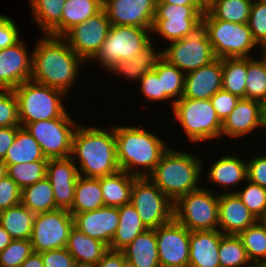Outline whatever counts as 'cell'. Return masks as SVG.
Instances as JSON below:
<instances>
[{
	"label": "cell",
	"instance_id": "obj_66",
	"mask_svg": "<svg viewBox=\"0 0 266 267\" xmlns=\"http://www.w3.org/2000/svg\"><path fill=\"white\" fill-rule=\"evenodd\" d=\"M102 5H104L108 0H98Z\"/></svg>",
	"mask_w": 266,
	"mask_h": 267
},
{
	"label": "cell",
	"instance_id": "obj_20",
	"mask_svg": "<svg viewBox=\"0 0 266 267\" xmlns=\"http://www.w3.org/2000/svg\"><path fill=\"white\" fill-rule=\"evenodd\" d=\"M73 218L74 227L108 247L119 225L118 207L103 206L93 211L77 213Z\"/></svg>",
	"mask_w": 266,
	"mask_h": 267
},
{
	"label": "cell",
	"instance_id": "obj_24",
	"mask_svg": "<svg viewBox=\"0 0 266 267\" xmlns=\"http://www.w3.org/2000/svg\"><path fill=\"white\" fill-rule=\"evenodd\" d=\"M222 235L218 229L190 232L188 267H220L218 252Z\"/></svg>",
	"mask_w": 266,
	"mask_h": 267
},
{
	"label": "cell",
	"instance_id": "obj_55",
	"mask_svg": "<svg viewBox=\"0 0 266 267\" xmlns=\"http://www.w3.org/2000/svg\"><path fill=\"white\" fill-rule=\"evenodd\" d=\"M20 127H0V160L4 157L14 142L16 132Z\"/></svg>",
	"mask_w": 266,
	"mask_h": 267
},
{
	"label": "cell",
	"instance_id": "obj_27",
	"mask_svg": "<svg viewBox=\"0 0 266 267\" xmlns=\"http://www.w3.org/2000/svg\"><path fill=\"white\" fill-rule=\"evenodd\" d=\"M66 249L76 263L96 265L109 248L102 241L89 237L73 227L69 233Z\"/></svg>",
	"mask_w": 266,
	"mask_h": 267
},
{
	"label": "cell",
	"instance_id": "obj_38",
	"mask_svg": "<svg viewBox=\"0 0 266 267\" xmlns=\"http://www.w3.org/2000/svg\"><path fill=\"white\" fill-rule=\"evenodd\" d=\"M252 0H215L207 10L216 18L232 23L246 24Z\"/></svg>",
	"mask_w": 266,
	"mask_h": 267
},
{
	"label": "cell",
	"instance_id": "obj_46",
	"mask_svg": "<svg viewBox=\"0 0 266 267\" xmlns=\"http://www.w3.org/2000/svg\"><path fill=\"white\" fill-rule=\"evenodd\" d=\"M0 127H21L13 90H0Z\"/></svg>",
	"mask_w": 266,
	"mask_h": 267
},
{
	"label": "cell",
	"instance_id": "obj_41",
	"mask_svg": "<svg viewBox=\"0 0 266 267\" xmlns=\"http://www.w3.org/2000/svg\"><path fill=\"white\" fill-rule=\"evenodd\" d=\"M218 255L220 267H252L238 235L223 234L220 239Z\"/></svg>",
	"mask_w": 266,
	"mask_h": 267
},
{
	"label": "cell",
	"instance_id": "obj_67",
	"mask_svg": "<svg viewBox=\"0 0 266 267\" xmlns=\"http://www.w3.org/2000/svg\"><path fill=\"white\" fill-rule=\"evenodd\" d=\"M262 222L266 225V216L262 219Z\"/></svg>",
	"mask_w": 266,
	"mask_h": 267
},
{
	"label": "cell",
	"instance_id": "obj_34",
	"mask_svg": "<svg viewBox=\"0 0 266 267\" xmlns=\"http://www.w3.org/2000/svg\"><path fill=\"white\" fill-rule=\"evenodd\" d=\"M162 58V52L155 53L150 42L144 49L134 58L117 62L110 70L114 73L125 75L130 80H140L143 75L151 72L157 62Z\"/></svg>",
	"mask_w": 266,
	"mask_h": 267
},
{
	"label": "cell",
	"instance_id": "obj_30",
	"mask_svg": "<svg viewBox=\"0 0 266 267\" xmlns=\"http://www.w3.org/2000/svg\"><path fill=\"white\" fill-rule=\"evenodd\" d=\"M104 205L101 192L100 177H84L79 175L74 192V202L69 212L74 216L77 213L93 211Z\"/></svg>",
	"mask_w": 266,
	"mask_h": 267
},
{
	"label": "cell",
	"instance_id": "obj_32",
	"mask_svg": "<svg viewBox=\"0 0 266 267\" xmlns=\"http://www.w3.org/2000/svg\"><path fill=\"white\" fill-rule=\"evenodd\" d=\"M35 216L20 203L0 212V224L12 239H30Z\"/></svg>",
	"mask_w": 266,
	"mask_h": 267
},
{
	"label": "cell",
	"instance_id": "obj_10",
	"mask_svg": "<svg viewBox=\"0 0 266 267\" xmlns=\"http://www.w3.org/2000/svg\"><path fill=\"white\" fill-rule=\"evenodd\" d=\"M151 30L129 25H111L108 36L92 60L110 69L119 61L137 56L150 42Z\"/></svg>",
	"mask_w": 266,
	"mask_h": 267
},
{
	"label": "cell",
	"instance_id": "obj_62",
	"mask_svg": "<svg viewBox=\"0 0 266 267\" xmlns=\"http://www.w3.org/2000/svg\"><path fill=\"white\" fill-rule=\"evenodd\" d=\"M5 174L4 163L0 160V178Z\"/></svg>",
	"mask_w": 266,
	"mask_h": 267
},
{
	"label": "cell",
	"instance_id": "obj_9",
	"mask_svg": "<svg viewBox=\"0 0 266 267\" xmlns=\"http://www.w3.org/2000/svg\"><path fill=\"white\" fill-rule=\"evenodd\" d=\"M212 191L200 187L179 197L174 202V219L190 232L217 230L219 195Z\"/></svg>",
	"mask_w": 266,
	"mask_h": 267
},
{
	"label": "cell",
	"instance_id": "obj_1",
	"mask_svg": "<svg viewBox=\"0 0 266 267\" xmlns=\"http://www.w3.org/2000/svg\"><path fill=\"white\" fill-rule=\"evenodd\" d=\"M31 55V80L68 94L69 88L75 84L83 60L67 41L62 36L45 34V38L39 39Z\"/></svg>",
	"mask_w": 266,
	"mask_h": 267
},
{
	"label": "cell",
	"instance_id": "obj_61",
	"mask_svg": "<svg viewBox=\"0 0 266 267\" xmlns=\"http://www.w3.org/2000/svg\"><path fill=\"white\" fill-rule=\"evenodd\" d=\"M73 267H95L93 264L75 263Z\"/></svg>",
	"mask_w": 266,
	"mask_h": 267
},
{
	"label": "cell",
	"instance_id": "obj_23",
	"mask_svg": "<svg viewBox=\"0 0 266 267\" xmlns=\"http://www.w3.org/2000/svg\"><path fill=\"white\" fill-rule=\"evenodd\" d=\"M261 127V102L240 98L233 111L222 122L221 136L237 138Z\"/></svg>",
	"mask_w": 266,
	"mask_h": 267
},
{
	"label": "cell",
	"instance_id": "obj_48",
	"mask_svg": "<svg viewBox=\"0 0 266 267\" xmlns=\"http://www.w3.org/2000/svg\"><path fill=\"white\" fill-rule=\"evenodd\" d=\"M19 186L6 174L0 178V212L21 203Z\"/></svg>",
	"mask_w": 266,
	"mask_h": 267
},
{
	"label": "cell",
	"instance_id": "obj_43",
	"mask_svg": "<svg viewBox=\"0 0 266 267\" xmlns=\"http://www.w3.org/2000/svg\"><path fill=\"white\" fill-rule=\"evenodd\" d=\"M238 236L252 265L266 260V225L262 220H258Z\"/></svg>",
	"mask_w": 266,
	"mask_h": 267
},
{
	"label": "cell",
	"instance_id": "obj_19",
	"mask_svg": "<svg viewBox=\"0 0 266 267\" xmlns=\"http://www.w3.org/2000/svg\"><path fill=\"white\" fill-rule=\"evenodd\" d=\"M23 45L20 39L16 44L0 50V90H13L31 80L32 55Z\"/></svg>",
	"mask_w": 266,
	"mask_h": 267
},
{
	"label": "cell",
	"instance_id": "obj_5",
	"mask_svg": "<svg viewBox=\"0 0 266 267\" xmlns=\"http://www.w3.org/2000/svg\"><path fill=\"white\" fill-rule=\"evenodd\" d=\"M18 102L21 127L39 120H51L67 112L62 104L63 91L28 80L13 89Z\"/></svg>",
	"mask_w": 266,
	"mask_h": 267
},
{
	"label": "cell",
	"instance_id": "obj_16",
	"mask_svg": "<svg viewBox=\"0 0 266 267\" xmlns=\"http://www.w3.org/2000/svg\"><path fill=\"white\" fill-rule=\"evenodd\" d=\"M155 231L160 267H188L190 231L175 219Z\"/></svg>",
	"mask_w": 266,
	"mask_h": 267
},
{
	"label": "cell",
	"instance_id": "obj_58",
	"mask_svg": "<svg viewBox=\"0 0 266 267\" xmlns=\"http://www.w3.org/2000/svg\"><path fill=\"white\" fill-rule=\"evenodd\" d=\"M163 4H172V5H201L199 0H158Z\"/></svg>",
	"mask_w": 266,
	"mask_h": 267
},
{
	"label": "cell",
	"instance_id": "obj_4",
	"mask_svg": "<svg viewBox=\"0 0 266 267\" xmlns=\"http://www.w3.org/2000/svg\"><path fill=\"white\" fill-rule=\"evenodd\" d=\"M202 161L194 154L168 149L148 178L175 202L179 197L200 188Z\"/></svg>",
	"mask_w": 266,
	"mask_h": 267
},
{
	"label": "cell",
	"instance_id": "obj_40",
	"mask_svg": "<svg viewBox=\"0 0 266 267\" xmlns=\"http://www.w3.org/2000/svg\"><path fill=\"white\" fill-rule=\"evenodd\" d=\"M48 160L4 165L5 174L10 177L21 190L46 177Z\"/></svg>",
	"mask_w": 266,
	"mask_h": 267
},
{
	"label": "cell",
	"instance_id": "obj_2",
	"mask_svg": "<svg viewBox=\"0 0 266 267\" xmlns=\"http://www.w3.org/2000/svg\"><path fill=\"white\" fill-rule=\"evenodd\" d=\"M112 130L97 127H76L72 138L71 157L79 163L78 173L99 178L120 170L117 159L114 126ZM83 174V175H82Z\"/></svg>",
	"mask_w": 266,
	"mask_h": 267
},
{
	"label": "cell",
	"instance_id": "obj_25",
	"mask_svg": "<svg viewBox=\"0 0 266 267\" xmlns=\"http://www.w3.org/2000/svg\"><path fill=\"white\" fill-rule=\"evenodd\" d=\"M122 251L128 267H160L155 229L139 234Z\"/></svg>",
	"mask_w": 266,
	"mask_h": 267
},
{
	"label": "cell",
	"instance_id": "obj_51",
	"mask_svg": "<svg viewBox=\"0 0 266 267\" xmlns=\"http://www.w3.org/2000/svg\"><path fill=\"white\" fill-rule=\"evenodd\" d=\"M43 267H73L76 263L66 248L41 252Z\"/></svg>",
	"mask_w": 266,
	"mask_h": 267
},
{
	"label": "cell",
	"instance_id": "obj_49",
	"mask_svg": "<svg viewBox=\"0 0 266 267\" xmlns=\"http://www.w3.org/2000/svg\"><path fill=\"white\" fill-rule=\"evenodd\" d=\"M139 81L141 93L145 95L144 97L147 98V100L162 101L170 99L162 92L161 79L158 78V75L153 70L143 75Z\"/></svg>",
	"mask_w": 266,
	"mask_h": 267
},
{
	"label": "cell",
	"instance_id": "obj_26",
	"mask_svg": "<svg viewBox=\"0 0 266 267\" xmlns=\"http://www.w3.org/2000/svg\"><path fill=\"white\" fill-rule=\"evenodd\" d=\"M136 178L137 176L129 174L124 170L100 177L104 205L120 207L131 203V191Z\"/></svg>",
	"mask_w": 266,
	"mask_h": 267
},
{
	"label": "cell",
	"instance_id": "obj_13",
	"mask_svg": "<svg viewBox=\"0 0 266 267\" xmlns=\"http://www.w3.org/2000/svg\"><path fill=\"white\" fill-rule=\"evenodd\" d=\"M206 9L202 5L163 4L157 0L152 33L169 42L183 39L201 20Z\"/></svg>",
	"mask_w": 266,
	"mask_h": 267
},
{
	"label": "cell",
	"instance_id": "obj_42",
	"mask_svg": "<svg viewBox=\"0 0 266 267\" xmlns=\"http://www.w3.org/2000/svg\"><path fill=\"white\" fill-rule=\"evenodd\" d=\"M245 98L258 102L266 101V60L247 57V80Z\"/></svg>",
	"mask_w": 266,
	"mask_h": 267
},
{
	"label": "cell",
	"instance_id": "obj_7",
	"mask_svg": "<svg viewBox=\"0 0 266 267\" xmlns=\"http://www.w3.org/2000/svg\"><path fill=\"white\" fill-rule=\"evenodd\" d=\"M169 45L162 51V58L185 74L216 59L203 20L195 25L186 37L170 42Z\"/></svg>",
	"mask_w": 266,
	"mask_h": 267
},
{
	"label": "cell",
	"instance_id": "obj_44",
	"mask_svg": "<svg viewBox=\"0 0 266 267\" xmlns=\"http://www.w3.org/2000/svg\"><path fill=\"white\" fill-rule=\"evenodd\" d=\"M247 183L246 188L227 193H236L249 211L258 220H262L266 216V188L249 180H247Z\"/></svg>",
	"mask_w": 266,
	"mask_h": 267
},
{
	"label": "cell",
	"instance_id": "obj_31",
	"mask_svg": "<svg viewBox=\"0 0 266 267\" xmlns=\"http://www.w3.org/2000/svg\"><path fill=\"white\" fill-rule=\"evenodd\" d=\"M37 160H49L47 159L39 145V143L25 130L24 127H20L14 139L13 144L8 149L4 160V165H14L17 163H28Z\"/></svg>",
	"mask_w": 266,
	"mask_h": 267
},
{
	"label": "cell",
	"instance_id": "obj_50",
	"mask_svg": "<svg viewBox=\"0 0 266 267\" xmlns=\"http://www.w3.org/2000/svg\"><path fill=\"white\" fill-rule=\"evenodd\" d=\"M240 98L223 89L216 92L211 98V104L215 109L217 116L223 122L233 111Z\"/></svg>",
	"mask_w": 266,
	"mask_h": 267
},
{
	"label": "cell",
	"instance_id": "obj_36",
	"mask_svg": "<svg viewBox=\"0 0 266 267\" xmlns=\"http://www.w3.org/2000/svg\"><path fill=\"white\" fill-rule=\"evenodd\" d=\"M103 9L98 0H66L61 17V36Z\"/></svg>",
	"mask_w": 266,
	"mask_h": 267
},
{
	"label": "cell",
	"instance_id": "obj_53",
	"mask_svg": "<svg viewBox=\"0 0 266 267\" xmlns=\"http://www.w3.org/2000/svg\"><path fill=\"white\" fill-rule=\"evenodd\" d=\"M247 180L266 188V155L247 162Z\"/></svg>",
	"mask_w": 266,
	"mask_h": 267
},
{
	"label": "cell",
	"instance_id": "obj_6",
	"mask_svg": "<svg viewBox=\"0 0 266 267\" xmlns=\"http://www.w3.org/2000/svg\"><path fill=\"white\" fill-rule=\"evenodd\" d=\"M207 35L216 58L251 57L250 51L258 45L248 23H232L216 19L207 9L202 15Z\"/></svg>",
	"mask_w": 266,
	"mask_h": 267
},
{
	"label": "cell",
	"instance_id": "obj_54",
	"mask_svg": "<svg viewBox=\"0 0 266 267\" xmlns=\"http://www.w3.org/2000/svg\"><path fill=\"white\" fill-rule=\"evenodd\" d=\"M95 267H128L123 251L108 249Z\"/></svg>",
	"mask_w": 266,
	"mask_h": 267
},
{
	"label": "cell",
	"instance_id": "obj_29",
	"mask_svg": "<svg viewBox=\"0 0 266 267\" xmlns=\"http://www.w3.org/2000/svg\"><path fill=\"white\" fill-rule=\"evenodd\" d=\"M208 176L212 182L220 184L227 190L240 181H247V163L237 156H223L212 163Z\"/></svg>",
	"mask_w": 266,
	"mask_h": 267
},
{
	"label": "cell",
	"instance_id": "obj_63",
	"mask_svg": "<svg viewBox=\"0 0 266 267\" xmlns=\"http://www.w3.org/2000/svg\"><path fill=\"white\" fill-rule=\"evenodd\" d=\"M252 267H266V260L265 261L254 263L252 265Z\"/></svg>",
	"mask_w": 266,
	"mask_h": 267
},
{
	"label": "cell",
	"instance_id": "obj_52",
	"mask_svg": "<svg viewBox=\"0 0 266 267\" xmlns=\"http://www.w3.org/2000/svg\"><path fill=\"white\" fill-rule=\"evenodd\" d=\"M19 40L18 28L14 21L0 14V50L16 44Z\"/></svg>",
	"mask_w": 266,
	"mask_h": 267
},
{
	"label": "cell",
	"instance_id": "obj_8",
	"mask_svg": "<svg viewBox=\"0 0 266 267\" xmlns=\"http://www.w3.org/2000/svg\"><path fill=\"white\" fill-rule=\"evenodd\" d=\"M175 119L193 142H203L221 136L222 121L210 99L197 100L181 97L174 103Z\"/></svg>",
	"mask_w": 266,
	"mask_h": 267
},
{
	"label": "cell",
	"instance_id": "obj_57",
	"mask_svg": "<svg viewBox=\"0 0 266 267\" xmlns=\"http://www.w3.org/2000/svg\"><path fill=\"white\" fill-rule=\"evenodd\" d=\"M13 239L0 224V252L4 250Z\"/></svg>",
	"mask_w": 266,
	"mask_h": 267
},
{
	"label": "cell",
	"instance_id": "obj_35",
	"mask_svg": "<svg viewBox=\"0 0 266 267\" xmlns=\"http://www.w3.org/2000/svg\"><path fill=\"white\" fill-rule=\"evenodd\" d=\"M21 203L35 214L57 210L53 188L47 177L25 187L21 192Z\"/></svg>",
	"mask_w": 266,
	"mask_h": 267
},
{
	"label": "cell",
	"instance_id": "obj_12",
	"mask_svg": "<svg viewBox=\"0 0 266 267\" xmlns=\"http://www.w3.org/2000/svg\"><path fill=\"white\" fill-rule=\"evenodd\" d=\"M77 126L67 112L59 118L27 123L24 128L39 143L47 159H57L71 157Z\"/></svg>",
	"mask_w": 266,
	"mask_h": 267
},
{
	"label": "cell",
	"instance_id": "obj_17",
	"mask_svg": "<svg viewBox=\"0 0 266 267\" xmlns=\"http://www.w3.org/2000/svg\"><path fill=\"white\" fill-rule=\"evenodd\" d=\"M157 0H108L104 5L111 25L152 30Z\"/></svg>",
	"mask_w": 266,
	"mask_h": 267
},
{
	"label": "cell",
	"instance_id": "obj_21",
	"mask_svg": "<svg viewBox=\"0 0 266 267\" xmlns=\"http://www.w3.org/2000/svg\"><path fill=\"white\" fill-rule=\"evenodd\" d=\"M257 221L236 193L224 192L219 195L218 230L222 234L239 235Z\"/></svg>",
	"mask_w": 266,
	"mask_h": 267
},
{
	"label": "cell",
	"instance_id": "obj_3",
	"mask_svg": "<svg viewBox=\"0 0 266 267\" xmlns=\"http://www.w3.org/2000/svg\"><path fill=\"white\" fill-rule=\"evenodd\" d=\"M114 134L120 170L137 177H148L169 149L163 140L141 129L140 125L114 126ZM140 166L141 172L135 170Z\"/></svg>",
	"mask_w": 266,
	"mask_h": 267
},
{
	"label": "cell",
	"instance_id": "obj_28",
	"mask_svg": "<svg viewBox=\"0 0 266 267\" xmlns=\"http://www.w3.org/2000/svg\"><path fill=\"white\" fill-rule=\"evenodd\" d=\"M118 211L119 225L108 248L122 251L147 228L131 203L118 207Z\"/></svg>",
	"mask_w": 266,
	"mask_h": 267
},
{
	"label": "cell",
	"instance_id": "obj_45",
	"mask_svg": "<svg viewBox=\"0 0 266 267\" xmlns=\"http://www.w3.org/2000/svg\"><path fill=\"white\" fill-rule=\"evenodd\" d=\"M33 252L30 239H13L0 252V267H19Z\"/></svg>",
	"mask_w": 266,
	"mask_h": 267
},
{
	"label": "cell",
	"instance_id": "obj_22",
	"mask_svg": "<svg viewBox=\"0 0 266 267\" xmlns=\"http://www.w3.org/2000/svg\"><path fill=\"white\" fill-rule=\"evenodd\" d=\"M222 59L216 58L208 65L185 74L182 97L189 99H210L222 89Z\"/></svg>",
	"mask_w": 266,
	"mask_h": 267
},
{
	"label": "cell",
	"instance_id": "obj_18",
	"mask_svg": "<svg viewBox=\"0 0 266 267\" xmlns=\"http://www.w3.org/2000/svg\"><path fill=\"white\" fill-rule=\"evenodd\" d=\"M76 158L49 159L46 177L53 188L55 204L58 209L70 210L74 202L76 181L79 177Z\"/></svg>",
	"mask_w": 266,
	"mask_h": 267
},
{
	"label": "cell",
	"instance_id": "obj_56",
	"mask_svg": "<svg viewBox=\"0 0 266 267\" xmlns=\"http://www.w3.org/2000/svg\"><path fill=\"white\" fill-rule=\"evenodd\" d=\"M19 267H43L41 254L33 252Z\"/></svg>",
	"mask_w": 266,
	"mask_h": 267
},
{
	"label": "cell",
	"instance_id": "obj_60",
	"mask_svg": "<svg viewBox=\"0 0 266 267\" xmlns=\"http://www.w3.org/2000/svg\"><path fill=\"white\" fill-rule=\"evenodd\" d=\"M215 0H199V3L207 9Z\"/></svg>",
	"mask_w": 266,
	"mask_h": 267
},
{
	"label": "cell",
	"instance_id": "obj_65",
	"mask_svg": "<svg viewBox=\"0 0 266 267\" xmlns=\"http://www.w3.org/2000/svg\"><path fill=\"white\" fill-rule=\"evenodd\" d=\"M252 2H257V3H266V0H252Z\"/></svg>",
	"mask_w": 266,
	"mask_h": 267
},
{
	"label": "cell",
	"instance_id": "obj_33",
	"mask_svg": "<svg viewBox=\"0 0 266 267\" xmlns=\"http://www.w3.org/2000/svg\"><path fill=\"white\" fill-rule=\"evenodd\" d=\"M66 0H30L36 24L44 34L61 36V17Z\"/></svg>",
	"mask_w": 266,
	"mask_h": 267
},
{
	"label": "cell",
	"instance_id": "obj_11",
	"mask_svg": "<svg viewBox=\"0 0 266 267\" xmlns=\"http://www.w3.org/2000/svg\"><path fill=\"white\" fill-rule=\"evenodd\" d=\"M131 204L147 229H157L174 219V202L148 177L134 180Z\"/></svg>",
	"mask_w": 266,
	"mask_h": 267
},
{
	"label": "cell",
	"instance_id": "obj_39",
	"mask_svg": "<svg viewBox=\"0 0 266 267\" xmlns=\"http://www.w3.org/2000/svg\"><path fill=\"white\" fill-rule=\"evenodd\" d=\"M153 71L158 75V78L161 79L162 92L173 99L172 106H174V103L183 95L185 73L176 66L169 64L163 58L157 62Z\"/></svg>",
	"mask_w": 266,
	"mask_h": 267
},
{
	"label": "cell",
	"instance_id": "obj_15",
	"mask_svg": "<svg viewBox=\"0 0 266 267\" xmlns=\"http://www.w3.org/2000/svg\"><path fill=\"white\" fill-rule=\"evenodd\" d=\"M111 23L104 9L69 29L62 37L84 61H92L108 36Z\"/></svg>",
	"mask_w": 266,
	"mask_h": 267
},
{
	"label": "cell",
	"instance_id": "obj_37",
	"mask_svg": "<svg viewBox=\"0 0 266 267\" xmlns=\"http://www.w3.org/2000/svg\"><path fill=\"white\" fill-rule=\"evenodd\" d=\"M222 71V89L239 98H245L247 57L223 58Z\"/></svg>",
	"mask_w": 266,
	"mask_h": 267
},
{
	"label": "cell",
	"instance_id": "obj_64",
	"mask_svg": "<svg viewBox=\"0 0 266 267\" xmlns=\"http://www.w3.org/2000/svg\"><path fill=\"white\" fill-rule=\"evenodd\" d=\"M262 49V53L264 54L263 58L266 60V41L261 45Z\"/></svg>",
	"mask_w": 266,
	"mask_h": 267
},
{
	"label": "cell",
	"instance_id": "obj_14",
	"mask_svg": "<svg viewBox=\"0 0 266 267\" xmlns=\"http://www.w3.org/2000/svg\"><path fill=\"white\" fill-rule=\"evenodd\" d=\"M73 227L74 218L68 210L57 209L36 214L30 237L34 252L66 248Z\"/></svg>",
	"mask_w": 266,
	"mask_h": 267
},
{
	"label": "cell",
	"instance_id": "obj_47",
	"mask_svg": "<svg viewBox=\"0 0 266 267\" xmlns=\"http://www.w3.org/2000/svg\"><path fill=\"white\" fill-rule=\"evenodd\" d=\"M248 25L255 42L262 45L266 41V3L252 2Z\"/></svg>",
	"mask_w": 266,
	"mask_h": 267
},
{
	"label": "cell",
	"instance_id": "obj_59",
	"mask_svg": "<svg viewBox=\"0 0 266 267\" xmlns=\"http://www.w3.org/2000/svg\"><path fill=\"white\" fill-rule=\"evenodd\" d=\"M261 127L266 129V101L261 103Z\"/></svg>",
	"mask_w": 266,
	"mask_h": 267
}]
</instances>
